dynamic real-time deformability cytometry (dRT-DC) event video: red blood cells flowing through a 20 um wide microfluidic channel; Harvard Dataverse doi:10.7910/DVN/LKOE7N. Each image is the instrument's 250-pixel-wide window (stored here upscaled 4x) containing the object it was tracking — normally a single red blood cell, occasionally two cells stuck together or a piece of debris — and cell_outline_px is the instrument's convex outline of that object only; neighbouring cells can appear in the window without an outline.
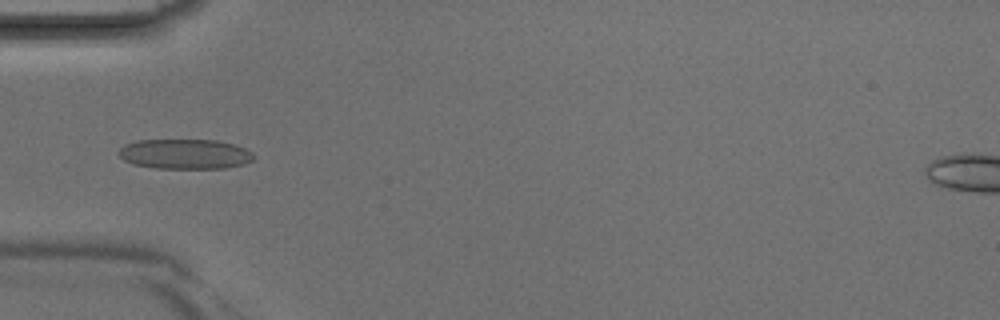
{"species": "Egyptian fruit bat (a non-hibernating species)", "species_latin": "Rousettus aegyptiacus", "temperature_condition": "room temperature", "stored_images_in_passage": 2, "camera_frame_rate_fps": 3000, "um_per_image_px": 0.085, "animal": {"sex": "male"}, "frame": {"image": 1, "passage_image": 1, "time_ms": 0.0, "image_size_px": [1000, 320], "cell_outline_px": [[256, 156], [252, 160], [244, 164], [224, 168], [156, 168], [132, 164], [124, 160], [116, 152], [124, 144], [136, 140], [216, 140], [232, 144], [244, 148], [252, 152]], "centroid_in_image_um": [15.69, 13.09], "position_along_channel_um": 69.3, "area_um2": 23.64}}